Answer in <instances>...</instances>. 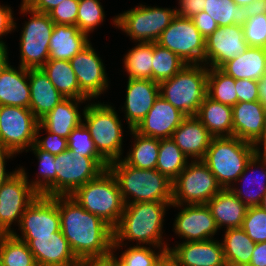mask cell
Returning <instances> with one entry per match:
<instances>
[{"instance_id": "obj_1", "label": "cell", "mask_w": 266, "mask_h": 266, "mask_svg": "<svg viewBox=\"0 0 266 266\" xmlns=\"http://www.w3.org/2000/svg\"><path fill=\"white\" fill-rule=\"evenodd\" d=\"M58 211L62 234L79 260L112 251L113 228L103 219L86 211L71 196H58Z\"/></svg>"}, {"instance_id": "obj_2", "label": "cell", "mask_w": 266, "mask_h": 266, "mask_svg": "<svg viewBox=\"0 0 266 266\" xmlns=\"http://www.w3.org/2000/svg\"><path fill=\"white\" fill-rule=\"evenodd\" d=\"M172 202H137L125 204L119 223L113 228L112 250L123 247L124 241H136L149 245L157 250L164 248L169 250L168 244L163 242V222L166 208L171 207Z\"/></svg>"}, {"instance_id": "obj_3", "label": "cell", "mask_w": 266, "mask_h": 266, "mask_svg": "<svg viewBox=\"0 0 266 266\" xmlns=\"http://www.w3.org/2000/svg\"><path fill=\"white\" fill-rule=\"evenodd\" d=\"M108 169L117 180L125 204L172 202L173 182L158 170L138 169L127 165L122 159L109 163Z\"/></svg>"}, {"instance_id": "obj_4", "label": "cell", "mask_w": 266, "mask_h": 266, "mask_svg": "<svg viewBox=\"0 0 266 266\" xmlns=\"http://www.w3.org/2000/svg\"><path fill=\"white\" fill-rule=\"evenodd\" d=\"M255 154V145L237 137H213L202 160L222 189L234 186Z\"/></svg>"}, {"instance_id": "obj_5", "label": "cell", "mask_w": 266, "mask_h": 266, "mask_svg": "<svg viewBox=\"0 0 266 266\" xmlns=\"http://www.w3.org/2000/svg\"><path fill=\"white\" fill-rule=\"evenodd\" d=\"M71 197L86 211L100 217L112 228L119 223L125 208L117 180L109 169L79 187Z\"/></svg>"}, {"instance_id": "obj_6", "label": "cell", "mask_w": 266, "mask_h": 266, "mask_svg": "<svg viewBox=\"0 0 266 266\" xmlns=\"http://www.w3.org/2000/svg\"><path fill=\"white\" fill-rule=\"evenodd\" d=\"M208 67L188 64L159 83L160 95L186 116H195L207 95Z\"/></svg>"}, {"instance_id": "obj_7", "label": "cell", "mask_w": 266, "mask_h": 266, "mask_svg": "<svg viewBox=\"0 0 266 266\" xmlns=\"http://www.w3.org/2000/svg\"><path fill=\"white\" fill-rule=\"evenodd\" d=\"M109 104L90 103L83 109V124L89 130L97 152L108 162L123 156V127L117 112ZM85 122V123H84Z\"/></svg>"}, {"instance_id": "obj_8", "label": "cell", "mask_w": 266, "mask_h": 266, "mask_svg": "<svg viewBox=\"0 0 266 266\" xmlns=\"http://www.w3.org/2000/svg\"><path fill=\"white\" fill-rule=\"evenodd\" d=\"M176 16L175 9L140 4L113 18V24L138 43H155Z\"/></svg>"}, {"instance_id": "obj_9", "label": "cell", "mask_w": 266, "mask_h": 266, "mask_svg": "<svg viewBox=\"0 0 266 266\" xmlns=\"http://www.w3.org/2000/svg\"><path fill=\"white\" fill-rule=\"evenodd\" d=\"M21 13L31 14L20 37V64L27 69L41 68L49 60V43L55 23L49 14L31 10L21 3Z\"/></svg>"}, {"instance_id": "obj_10", "label": "cell", "mask_w": 266, "mask_h": 266, "mask_svg": "<svg viewBox=\"0 0 266 266\" xmlns=\"http://www.w3.org/2000/svg\"><path fill=\"white\" fill-rule=\"evenodd\" d=\"M222 187L202 160L188 163L173 181L171 205L206 204Z\"/></svg>"}, {"instance_id": "obj_11", "label": "cell", "mask_w": 266, "mask_h": 266, "mask_svg": "<svg viewBox=\"0 0 266 266\" xmlns=\"http://www.w3.org/2000/svg\"><path fill=\"white\" fill-rule=\"evenodd\" d=\"M108 165L103 157L77 156L68 149L60 153L55 156L56 196H71L108 169Z\"/></svg>"}, {"instance_id": "obj_12", "label": "cell", "mask_w": 266, "mask_h": 266, "mask_svg": "<svg viewBox=\"0 0 266 266\" xmlns=\"http://www.w3.org/2000/svg\"><path fill=\"white\" fill-rule=\"evenodd\" d=\"M38 124L29 108L0 106V146L14 154L29 151L35 144Z\"/></svg>"}, {"instance_id": "obj_13", "label": "cell", "mask_w": 266, "mask_h": 266, "mask_svg": "<svg viewBox=\"0 0 266 266\" xmlns=\"http://www.w3.org/2000/svg\"><path fill=\"white\" fill-rule=\"evenodd\" d=\"M28 180L21 166L0 187V234H12L15 231L11 228L13 222L19 226L24 211L39 196Z\"/></svg>"}, {"instance_id": "obj_14", "label": "cell", "mask_w": 266, "mask_h": 266, "mask_svg": "<svg viewBox=\"0 0 266 266\" xmlns=\"http://www.w3.org/2000/svg\"><path fill=\"white\" fill-rule=\"evenodd\" d=\"M205 42L191 18L176 15L156 43L178 55L188 65L204 64Z\"/></svg>"}, {"instance_id": "obj_15", "label": "cell", "mask_w": 266, "mask_h": 266, "mask_svg": "<svg viewBox=\"0 0 266 266\" xmlns=\"http://www.w3.org/2000/svg\"><path fill=\"white\" fill-rule=\"evenodd\" d=\"M19 228L22 236L16 231L12 233L18 239L53 236V233L60 231L58 196L39 195L24 211Z\"/></svg>"}, {"instance_id": "obj_16", "label": "cell", "mask_w": 266, "mask_h": 266, "mask_svg": "<svg viewBox=\"0 0 266 266\" xmlns=\"http://www.w3.org/2000/svg\"><path fill=\"white\" fill-rule=\"evenodd\" d=\"M80 90L90 99L99 97L109 86L102 59L89 43L69 60Z\"/></svg>"}, {"instance_id": "obj_17", "label": "cell", "mask_w": 266, "mask_h": 266, "mask_svg": "<svg viewBox=\"0 0 266 266\" xmlns=\"http://www.w3.org/2000/svg\"><path fill=\"white\" fill-rule=\"evenodd\" d=\"M248 48L242 26L236 24L218 26V29L206 39L204 65L210 68H220Z\"/></svg>"}, {"instance_id": "obj_18", "label": "cell", "mask_w": 266, "mask_h": 266, "mask_svg": "<svg viewBox=\"0 0 266 266\" xmlns=\"http://www.w3.org/2000/svg\"><path fill=\"white\" fill-rule=\"evenodd\" d=\"M171 206L183 207L173 224L174 232L185 239L183 242L210 240L219 230L207 204Z\"/></svg>"}, {"instance_id": "obj_19", "label": "cell", "mask_w": 266, "mask_h": 266, "mask_svg": "<svg viewBox=\"0 0 266 266\" xmlns=\"http://www.w3.org/2000/svg\"><path fill=\"white\" fill-rule=\"evenodd\" d=\"M186 117L159 95L152 108L134 130L143 136L167 139L172 137L173 132Z\"/></svg>"}, {"instance_id": "obj_20", "label": "cell", "mask_w": 266, "mask_h": 266, "mask_svg": "<svg viewBox=\"0 0 266 266\" xmlns=\"http://www.w3.org/2000/svg\"><path fill=\"white\" fill-rule=\"evenodd\" d=\"M24 241L39 266H78L79 259L73 253L62 231L53 236L20 239Z\"/></svg>"}, {"instance_id": "obj_21", "label": "cell", "mask_w": 266, "mask_h": 266, "mask_svg": "<svg viewBox=\"0 0 266 266\" xmlns=\"http://www.w3.org/2000/svg\"><path fill=\"white\" fill-rule=\"evenodd\" d=\"M124 114L129 130L135 129L160 95L159 83L151 79H128Z\"/></svg>"}, {"instance_id": "obj_22", "label": "cell", "mask_w": 266, "mask_h": 266, "mask_svg": "<svg viewBox=\"0 0 266 266\" xmlns=\"http://www.w3.org/2000/svg\"><path fill=\"white\" fill-rule=\"evenodd\" d=\"M232 112L233 136L255 145L266 131V107L260 101L237 102Z\"/></svg>"}, {"instance_id": "obj_23", "label": "cell", "mask_w": 266, "mask_h": 266, "mask_svg": "<svg viewBox=\"0 0 266 266\" xmlns=\"http://www.w3.org/2000/svg\"><path fill=\"white\" fill-rule=\"evenodd\" d=\"M169 251L181 266H227L218 240L181 242Z\"/></svg>"}, {"instance_id": "obj_24", "label": "cell", "mask_w": 266, "mask_h": 266, "mask_svg": "<svg viewBox=\"0 0 266 266\" xmlns=\"http://www.w3.org/2000/svg\"><path fill=\"white\" fill-rule=\"evenodd\" d=\"M212 138L208 129L195 116H187L171 137L192 161L204 159Z\"/></svg>"}, {"instance_id": "obj_25", "label": "cell", "mask_w": 266, "mask_h": 266, "mask_svg": "<svg viewBox=\"0 0 266 266\" xmlns=\"http://www.w3.org/2000/svg\"><path fill=\"white\" fill-rule=\"evenodd\" d=\"M86 100L64 98L39 120L37 130H47L58 136L69 138L72 131L83 123L78 105Z\"/></svg>"}, {"instance_id": "obj_26", "label": "cell", "mask_w": 266, "mask_h": 266, "mask_svg": "<svg viewBox=\"0 0 266 266\" xmlns=\"http://www.w3.org/2000/svg\"><path fill=\"white\" fill-rule=\"evenodd\" d=\"M30 94L28 69L9 64L0 75V106L29 108Z\"/></svg>"}, {"instance_id": "obj_27", "label": "cell", "mask_w": 266, "mask_h": 266, "mask_svg": "<svg viewBox=\"0 0 266 266\" xmlns=\"http://www.w3.org/2000/svg\"><path fill=\"white\" fill-rule=\"evenodd\" d=\"M28 79L31 92L29 109L40 120L64 97L40 68L28 69Z\"/></svg>"}, {"instance_id": "obj_28", "label": "cell", "mask_w": 266, "mask_h": 266, "mask_svg": "<svg viewBox=\"0 0 266 266\" xmlns=\"http://www.w3.org/2000/svg\"><path fill=\"white\" fill-rule=\"evenodd\" d=\"M89 35L76 25L55 24L49 43V60H70L86 47Z\"/></svg>"}, {"instance_id": "obj_29", "label": "cell", "mask_w": 266, "mask_h": 266, "mask_svg": "<svg viewBox=\"0 0 266 266\" xmlns=\"http://www.w3.org/2000/svg\"><path fill=\"white\" fill-rule=\"evenodd\" d=\"M219 228H239L242 226L248 207L229 189H222L207 203Z\"/></svg>"}, {"instance_id": "obj_30", "label": "cell", "mask_w": 266, "mask_h": 266, "mask_svg": "<svg viewBox=\"0 0 266 266\" xmlns=\"http://www.w3.org/2000/svg\"><path fill=\"white\" fill-rule=\"evenodd\" d=\"M220 69L234 79L260 80L266 75V48L249 47Z\"/></svg>"}, {"instance_id": "obj_31", "label": "cell", "mask_w": 266, "mask_h": 266, "mask_svg": "<svg viewBox=\"0 0 266 266\" xmlns=\"http://www.w3.org/2000/svg\"><path fill=\"white\" fill-rule=\"evenodd\" d=\"M260 162V163H259ZM257 169L260 167V173L255 175H248V172L254 173V166ZM251 169V170H250ZM253 169V170H252ZM252 177V178H250ZM243 181L242 188H237L232 186L229 190L232 191L247 207L259 206L262 200V197L266 194V160L258 157L256 154L248 161L244 172L239 176L236 182L240 183ZM246 184H245V183ZM251 185L250 187H248ZM252 185H257L254 188ZM247 187L244 189V187Z\"/></svg>"}, {"instance_id": "obj_32", "label": "cell", "mask_w": 266, "mask_h": 266, "mask_svg": "<svg viewBox=\"0 0 266 266\" xmlns=\"http://www.w3.org/2000/svg\"><path fill=\"white\" fill-rule=\"evenodd\" d=\"M195 117L208 129L213 137L233 136L231 106L219 103L206 95Z\"/></svg>"}, {"instance_id": "obj_33", "label": "cell", "mask_w": 266, "mask_h": 266, "mask_svg": "<svg viewBox=\"0 0 266 266\" xmlns=\"http://www.w3.org/2000/svg\"><path fill=\"white\" fill-rule=\"evenodd\" d=\"M40 69L64 98L90 100L80 90L70 61L48 60Z\"/></svg>"}, {"instance_id": "obj_34", "label": "cell", "mask_w": 266, "mask_h": 266, "mask_svg": "<svg viewBox=\"0 0 266 266\" xmlns=\"http://www.w3.org/2000/svg\"><path fill=\"white\" fill-rule=\"evenodd\" d=\"M223 255L227 266H248L255 244L241 228L226 229L222 240Z\"/></svg>"}, {"instance_id": "obj_35", "label": "cell", "mask_w": 266, "mask_h": 266, "mask_svg": "<svg viewBox=\"0 0 266 266\" xmlns=\"http://www.w3.org/2000/svg\"><path fill=\"white\" fill-rule=\"evenodd\" d=\"M130 132L134 137L133 147L122 160L138 169H156L160 139L140 135L134 129Z\"/></svg>"}, {"instance_id": "obj_36", "label": "cell", "mask_w": 266, "mask_h": 266, "mask_svg": "<svg viewBox=\"0 0 266 266\" xmlns=\"http://www.w3.org/2000/svg\"><path fill=\"white\" fill-rule=\"evenodd\" d=\"M204 11L218 26H243L251 16L254 8L238 6L233 0H205Z\"/></svg>"}, {"instance_id": "obj_37", "label": "cell", "mask_w": 266, "mask_h": 266, "mask_svg": "<svg viewBox=\"0 0 266 266\" xmlns=\"http://www.w3.org/2000/svg\"><path fill=\"white\" fill-rule=\"evenodd\" d=\"M188 159L171 138L160 139L156 170L170 181L173 182L186 168Z\"/></svg>"}, {"instance_id": "obj_38", "label": "cell", "mask_w": 266, "mask_h": 266, "mask_svg": "<svg viewBox=\"0 0 266 266\" xmlns=\"http://www.w3.org/2000/svg\"><path fill=\"white\" fill-rule=\"evenodd\" d=\"M123 60L128 79L152 80L153 43L136 44Z\"/></svg>"}, {"instance_id": "obj_39", "label": "cell", "mask_w": 266, "mask_h": 266, "mask_svg": "<svg viewBox=\"0 0 266 266\" xmlns=\"http://www.w3.org/2000/svg\"><path fill=\"white\" fill-rule=\"evenodd\" d=\"M39 160V175L32 180L31 187L39 194L48 197L56 196L55 155L40 150L35 144L30 148ZM42 177V178H41Z\"/></svg>"}, {"instance_id": "obj_40", "label": "cell", "mask_w": 266, "mask_h": 266, "mask_svg": "<svg viewBox=\"0 0 266 266\" xmlns=\"http://www.w3.org/2000/svg\"><path fill=\"white\" fill-rule=\"evenodd\" d=\"M2 266H39L27 244L13 234H0Z\"/></svg>"}, {"instance_id": "obj_41", "label": "cell", "mask_w": 266, "mask_h": 266, "mask_svg": "<svg viewBox=\"0 0 266 266\" xmlns=\"http://www.w3.org/2000/svg\"><path fill=\"white\" fill-rule=\"evenodd\" d=\"M235 79L220 68H208L207 95L219 103L233 107L237 103Z\"/></svg>"}, {"instance_id": "obj_42", "label": "cell", "mask_w": 266, "mask_h": 266, "mask_svg": "<svg viewBox=\"0 0 266 266\" xmlns=\"http://www.w3.org/2000/svg\"><path fill=\"white\" fill-rule=\"evenodd\" d=\"M152 81L160 83L172 78L187 64L175 53L153 43Z\"/></svg>"}, {"instance_id": "obj_43", "label": "cell", "mask_w": 266, "mask_h": 266, "mask_svg": "<svg viewBox=\"0 0 266 266\" xmlns=\"http://www.w3.org/2000/svg\"><path fill=\"white\" fill-rule=\"evenodd\" d=\"M242 29L249 47L266 48V9L254 8Z\"/></svg>"}, {"instance_id": "obj_44", "label": "cell", "mask_w": 266, "mask_h": 266, "mask_svg": "<svg viewBox=\"0 0 266 266\" xmlns=\"http://www.w3.org/2000/svg\"><path fill=\"white\" fill-rule=\"evenodd\" d=\"M105 13L100 0H79L76 26L89 34L104 21Z\"/></svg>"}, {"instance_id": "obj_45", "label": "cell", "mask_w": 266, "mask_h": 266, "mask_svg": "<svg viewBox=\"0 0 266 266\" xmlns=\"http://www.w3.org/2000/svg\"><path fill=\"white\" fill-rule=\"evenodd\" d=\"M151 246H131L118 257L120 266H157L160 256L166 251L159 248L158 252L151 249Z\"/></svg>"}, {"instance_id": "obj_46", "label": "cell", "mask_w": 266, "mask_h": 266, "mask_svg": "<svg viewBox=\"0 0 266 266\" xmlns=\"http://www.w3.org/2000/svg\"><path fill=\"white\" fill-rule=\"evenodd\" d=\"M241 228L254 243L266 241V212L259 206L248 207Z\"/></svg>"}, {"instance_id": "obj_47", "label": "cell", "mask_w": 266, "mask_h": 266, "mask_svg": "<svg viewBox=\"0 0 266 266\" xmlns=\"http://www.w3.org/2000/svg\"><path fill=\"white\" fill-rule=\"evenodd\" d=\"M68 150L77 156L102 157L95 147L89 130L81 123L77 126L67 139Z\"/></svg>"}, {"instance_id": "obj_48", "label": "cell", "mask_w": 266, "mask_h": 266, "mask_svg": "<svg viewBox=\"0 0 266 266\" xmlns=\"http://www.w3.org/2000/svg\"><path fill=\"white\" fill-rule=\"evenodd\" d=\"M79 0H65L48 14L55 24L76 25Z\"/></svg>"}, {"instance_id": "obj_49", "label": "cell", "mask_w": 266, "mask_h": 266, "mask_svg": "<svg viewBox=\"0 0 266 266\" xmlns=\"http://www.w3.org/2000/svg\"><path fill=\"white\" fill-rule=\"evenodd\" d=\"M40 130H36L35 145L42 151L49 152L52 155H59L68 149L67 139L46 130L47 136L41 139Z\"/></svg>"}, {"instance_id": "obj_50", "label": "cell", "mask_w": 266, "mask_h": 266, "mask_svg": "<svg viewBox=\"0 0 266 266\" xmlns=\"http://www.w3.org/2000/svg\"><path fill=\"white\" fill-rule=\"evenodd\" d=\"M237 102L259 101L258 81L235 79Z\"/></svg>"}, {"instance_id": "obj_51", "label": "cell", "mask_w": 266, "mask_h": 266, "mask_svg": "<svg viewBox=\"0 0 266 266\" xmlns=\"http://www.w3.org/2000/svg\"><path fill=\"white\" fill-rule=\"evenodd\" d=\"M13 16L12 9L8 5H0V48H7L5 42L1 40L2 36L11 33L17 27Z\"/></svg>"}, {"instance_id": "obj_52", "label": "cell", "mask_w": 266, "mask_h": 266, "mask_svg": "<svg viewBox=\"0 0 266 266\" xmlns=\"http://www.w3.org/2000/svg\"><path fill=\"white\" fill-rule=\"evenodd\" d=\"M191 19L205 40L218 29L217 23L205 11L196 14Z\"/></svg>"}, {"instance_id": "obj_53", "label": "cell", "mask_w": 266, "mask_h": 266, "mask_svg": "<svg viewBox=\"0 0 266 266\" xmlns=\"http://www.w3.org/2000/svg\"><path fill=\"white\" fill-rule=\"evenodd\" d=\"M205 5V0H179L180 8H176L175 12L179 17L192 18L204 11Z\"/></svg>"}, {"instance_id": "obj_54", "label": "cell", "mask_w": 266, "mask_h": 266, "mask_svg": "<svg viewBox=\"0 0 266 266\" xmlns=\"http://www.w3.org/2000/svg\"><path fill=\"white\" fill-rule=\"evenodd\" d=\"M112 250L103 256H89L80 259L78 266H120L117 255Z\"/></svg>"}, {"instance_id": "obj_55", "label": "cell", "mask_w": 266, "mask_h": 266, "mask_svg": "<svg viewBox=\"0 0 266 266\" xmlns=\"http://www.w3.org/2000/svg\"><path fill=\"white\" fill-rule=\"evenodd\" d=\"M65 0H22V3L33 11L48 14Z\"/></svg>"}, {"instance_id": "obj_56", "label": "cell", "mask_w": 266, "mask_h": 266, "mask_svg": "<svg viewBox=\"0 0 266 266\" xmlns=\"http://www.w3.org/2000/svg\"><path fill=\"white\" fill-rule=\"evenodd\" d=\"M14 154L11 150L3 148L2 146H0V187L8 180L10 179L17 170H14L13 172H6V163L7 161L5 160H9V158L11 159V157H13Z\"/></svg>"}, {"instance_id": "obj_57", "label": "cell", "mask_w": 266, "mask_h": 266, "mask_svg": "<svg viewBox=\"0 0 266 266\" xmlns=\"http://www.w3.org/2000/svg\"><path fill=\"white\" fill-rule=\"evenodd\" d=\"M248 266H266V241L255 244Z\"/></svg>"}, {"instance_id": "obj_58", "label": "cell", "mask_w": 266, "mask_h": 266, "mask_svg": "<svg viewBox=\"0 0 266 266\" xmlns=\"http://www.w3.org/2000/svg\"><path fill=\"white\" fill-rule=\"evenodd\" d=\"M157 266H181L179 261L168 250L165 251L157 261Z\"/></svg>"}, {"instance_id": "obj_59", "label": "cell", "mask_w": 266, "mask_h": 266, "mask_svg": "<svg viewBox=\"0 0 266 266\" xmlns=\"http://www.w3.org/2000/svg\"><path fill=\"white\" fill-rule=\"evenodd\" d=\"M260 144V145H259ZM263 145V153L261 151L262 148H260V146ZM255 154L266 160V131L264 132L263 136L256 142L255 144Z\"/></svg>"}, {"instance_id": "obj_60", "label": "cell", "mask_w": 266, "mask_h": 266, "mask_svg": "<svg viewBox=\"0 0 266 266\" xmlns=\"http://www.w3.org/2000/svg\"><path fill=\"white\" fill-rule=\"evenodd\" d=\"M259 101L266 107V75L258 80Z\"/></svg>"}, {"instance_id": "obj_61", "label": "cell", "mask_w": 266, "mask_h": 266, "mask_svg": "<svg viewBox=\"0 0 266 266\" xmlns=\"http://www.w3.org/2000/svg\"><path fill=\"white\" fill-rule=\"evenodd\" d=\"M8 57V49L0 48V75L3 70L9 65Z\"/></svg>"}, {"instance_id": "obj_62", "label": "cell", "mask_w": 266, "mask_h": 266, "mask_svg": "<svg viewBox=\"0 0 266 266\" xmlns=\"http://www.w3.org/2000/svg\"><path fill=\"white\" fill-rule=\"evenodd\" d=\"M238 6H248L252 8L261 7L262 0H233Z\"/></svg>"}, {"instance_id": "obj_63", "label": "cell", "mask_w": 266, "mask_h": 266, "mask_svg": "<svg viewBox=\"0 0 266 266\" xmlns=\"http://www.w3.org/2000/svg\"><path fill=\"white\" fill-rule=\"evenodd\" d=\"M259 207H261L266 212V194L262 197Z\"/></svg>"}, {"instance_id": "obj_64", "label": "cell", "mask_w": 266, "mask_h": 266, "mask_svg": "<svg viewBox=\"0 0 266 266\" xmlns=\"http://www.w3.org/2000/svg\"><path fill=\"white\" fill-rule=\"evenodd\" d=\"M261 6L266 9V0H262Z\"/></svg>"}]
</instances>
